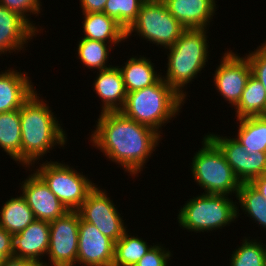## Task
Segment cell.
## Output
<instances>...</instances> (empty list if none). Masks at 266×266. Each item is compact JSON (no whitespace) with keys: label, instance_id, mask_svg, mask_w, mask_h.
<instances>
[{"label":"cell","instance_id":"cell-1","mask_svg":"<svg viewBox=\"0 0 266 266\" xmlns=\"http://www.w3.org/2000/svg\"><path fill=\"white\" fill-rule=\"evenodd\" d=\"M95 123L89 135L91 146L122 167L131 178L139 177L158 149L162 135L125 117L120 111L99 113Z\"/></svg>","mask_w":266,"mask_h":266},{"label":"cell","instance_id":"cell-2","mask_svg":"<svg viewBox=\"0 0 266 266\" xmlns=\"http://www.w3.org/2000/svg\"><path fill=\"white\" fill-rule=\"evenodd\" d=\"M41 95L36 90L20 108L22 167L25 168L43 161L44 156L56 146L64 150L68 143L62 121H58L49 101Z\"/></svg>","mask_w":266,"mask_h":266},{"label":"cell","instance_id":"cell-3","mask_svg":"<svg viewBox=\"0 0 266 266\" xmlns=\"http://www.w3.org/2000/svg\"><path fill=\"white\" fill-rule=\"evenodd\" d=\"M208 28L184 29L179 39L172 47L165 49L168 59L166 73L162 78L167 82L185 101L188 95L187 85L192 84L198 74L208 64L210 59V42L208 40ZM169 52H168V51ZM207 62V63H206ZM189 83V84H188Z\"/></svg>","mask_w":266,"mask_h":266},{"label":"cell","instance_id":"cell-4","mask_svg":"<svg viewBox=\"0 0 266 266\" xmlns=\"http://www.w3.org/2000/svg\"><path fill=\"white\" fill-rule=\"evenodd\" d=\"M186 101L161 77L155 84L127 93L120 112L137 123L161 129L180 115ZM173 118V119H172Z\"/></svg>","mask_w":266,"mask_h":266},{"label":"cell","instance_id":"cell-5","mask_svg":"<svg viewBox=\"0 0 266 266\" xmlns=\"http://www.w3.org/2000/svg\"><path fill=\"white\" fill-rule=\"evenodd\" d=\"M228 195L198 194L178 210L177 221L182 230L194 233L216 232L237 221L236 200ZM215 230V231H214Z\"/></svg>","mask_w":266,"mask_h":266},{"label":"cell","instance_id":"cell-6","mask_svg":"<svg viewBox=\"0 0 266 266\" xmlns=\"http://www.w3.org/2000/svg\"><path fill=\"white\" fill-rule=\"evenodd\" d=\"M205 135V136H204ZM202 135V147L189 163L193 182L204 192L202 194L228 195L236 198L241 182L226 161L219 147L206 135Z\"/></svg>","mask_w":266,"mask_h":266},{"label":"cell","instance_id":"cell-7","mask_svg":"<svg viewBox=\"0 0 266 266\" xmlns=\"http://www.w3.org/2000/svg\"><path fill=\"white\" fill-rule=\"evenodd\" d=\"M37 164L39 166H37ZM71 164L63 161L46 160L37 162L30 168L48 186L52 193L63 203L69 211H76L96 187V183L87 174L77 171Z\"/></svg>","mask_w":266,"mask_h":266},{"label":"cell","instance_id":"cell-8","mask_svg":"<svg viewBox=\"0 0 266 266\" xmlns=\"http://www.w3.org/2000/svg\"><path fill=\"white\" fill-rule=\"evenodd\" d=\"M185 28L168 11L162 0H146L137 19L126 30V39L139 36L161 49L172 47ZM134 33V34H133ZM163 47V48H162Z\"/></svg>","mask_w":266,"mask_h":266},{"label":"cell","instance_id":"cell-9","mask_svg":"<svg viewBox=\"0 0 266 266\" xmlns=\"http://www.w3.org/2000/svg\"><path fill=\"white\" fill-rule=\"evenodd\" d=\"M100 187L96 185L76 211L82 220L95 225L103 235L117 242L128 227L113 199Z\"/></svg>","mask_w":266,"mask_h":266},{"label":"cell","instance_id":"cell-10","mask_svg":"<svg viewBox=\"0 0 266 266\" xmlns=\"http://www.w3.org/2000/svg\"><path fill=\"white\" fill-rule=\"evenodd\" d=\"M80 215L68 211L62 217L50 221L48 262L44 266H76L78 253Z\"/></svg>","mask_w":266,"mask_h":266},{"label":"cell","instance_id":"cell-11","mask_svg":"<svg viewBox=\"0 0 266 266\" xmlns=\"http://www.w3.org/2000/svg\"><path fill=\"white\" fill-rule=\"evenodd\" d=\"M222 53L219 65L215 66L212 85L216 92L235 107L241 99L246 83L252 74L251 65L246 56H239L231 48Z\"/></svg>","mask_w":266,"mask_h":266},{"label":"cell","instance_id":"cell-12","mask_svg":"<svg viewBox=\"0 0 266 266\" xmlns=\"http://www.w3.org/2000/svg\"><path fill=\"white\" fill-rule=\"evenodd\" d=\"M206 135L219 147L241 183H250L266 174V152H247L234 137L227 135L209 131Z\"/></svg>","mask_w":266,"mask_h":266},{"label":"cell","instance_id":"cell-13","mask_svg":"<svg viewBox=\"0 0 266 266\" xmlns=\"http://www.w3.org/2000/svg\"><path fill=\"white\" fill-rule=\"evenodd\" d=\"M29 174L19 183L20 191L28 206L33 211L35 219L53 221L65 215L69 210L52 193L45 182L31 168H25Z\"/></svg>","mask_w":266,"mask_h":266},{"label":"cell","instance_id":"cell-14","mask_svg":"<svg viewBox=\"0 0 266 266\" xmlns=\"http://www.w3.org/2000/svg\"><path fill=\"white\" fill-rule=\"evenodd\" d=\"M115 242L80 218L77 266H112Z\"/></svg>","mask_w":266,"mask_h":266},{"label":"cell","instance_id":"cell-15","mask_svg":"<svg viewBox=\"0 0 266 266\" xmlns=\"http://www.w3.org/2000/svg\"><path fill=\"white\" fill-rule=\"evenodd\" d=\"M38 32L18 13L0 4V56L27 50ZM37 35V36H36ZM17 52V53H16Z\"/></svg>","mask_w":266,"mask_h":266},{"label":"cell","instance_id":"cell-16","mask_svg":"<svg viewBox=\"0 0 266 266\" xmlns=\"http://www.w3.org/2000/svg\"><path fill=\"white\" fill-rule=\"evenodd\" d=\"M49 240L50 223L36 219L26 229L13 234V258L47 262Z\"/></svg>","mask_w":266,"mask_h":266},{"label":"cell","instance_id":"cell-17","mask_svg":"<svg viewBox=\"0 0 266 266\" xmlns=\"http://www.w3.org/2000/svg\"><path fill=\"white\" fill-rule=\"evenodd\" d=\"M169 13L185 29L208 28L219 7L216 0H162ZM210 25V26H209Z\"/></svg>","mask_w":266,"mask_h":266},{"label":"cell","instance_id":"cell-18","mask_svg":"<svg viewBox=\"0 0 266 266\" xmlns=\"http://www.w3.org/2000/svg\"><path fill=\"white\" fill-rule=\"evenodd\" d=\"M15 68L0 71V113L20 109L36 91L26 71Z\"/></svg>","mask_w":266,"mask_h":266},{"label":"cell","instance_id":"cell-19","mask_svg":"<svg viewBox=\"0 0 266 266\" xmlns=\"http://www.w3.org/2000/svg\"><path fill=\"white\" fill-rule=\"evenodd\" d=\"M92 84L91 88L102 102L100 113L116 112L123 108L127 92L118 64L98 71Z\"/></svg>","mask_w":266,"mask_h":266},{"label":"cell","instance_id":"cell-20","mask_svg":"<svg viewBox=\"0 0 266 266\" xmlns=\"http://www.w3.org/2000/svg\"><path fill=\"white\" fill-rule=\"evenodd\" d=\"M81 17L83 36L81 38L103 41L113 47L129 41L126 39V30L115 19L103 12L85 13Z\"/></svg>","mask_w":266,"mask_h":266},{"label":"cell","instance_id":"cell-21","mask_svg":"<svg viewBox=\"0 0 266 266\" xmlns=\"http://www.w3.org/2000/svg\"><path fill=\"white\" fill-rule=\"evenodd\" d=\"M144 56L132 55L124 62L125 65L118 66L127 93L151 86L162 77L163 73L155 69L157 67L151 61L152 59Z\"/></svg>","mask_w":266,"mask_h":266},{"label":"cell","instance_id":"cell-22","mask_svg":"<svg viewBox=\"0 0 266 266\" xmlns=\"http://www.w3.org/2000/svg\"><path fill=\"white\" fill-rule=\"evenodd\" d=\"M0 207V226L12 235L26 229L36 220L21 193L16 197L10 196Z\"/></svg>","mask_w":266,"mask_h":266},{"label":"cell","instance_id":"cell-23","mask_svg":"<svg viewBox=\"0 0 266 266\" xmlns=\"http://www.w3.org/2000/svg\"><path fill=\"white\" fill-rule=\"evenodd\" d=\"M0 149L22 166L20 109L0 113Z\"/></svg>","mask_w":266,"mask_h":266},{"label":"cell","instance_id":"cell-24","mask_svg":"<svg viewBox=\"0 0 266 266\" xmlns=\"http://www.w3.org/2000/svg\"><path fill=\"white\" fill-rule=\"evenodd\" d=\"M237 134L234 138L247 152H266V116L236 119Z\"/></svg>","mask_w":266,"mask_h":266},{"label":"cell","instance_id":"cell-25","mask_svg":"<svg viewBox=\"0 0 266 266\" xmlns=\"http://www.w3.org/2000/svg\"><path fill=\"white\" fill-rule=\"evenodd\" d=\"M232 109L236 112L234 113L235 119L266 116V90L252 74L246 83L240 101Z\"/></svg>","mask_w":266,"mask_h":266},{"label":"cell","instance_id":"cell-26","mask_svg":"<svg viewBox=\"0 0 266 266\" xmlns=\"http://www.w3.org/2000/svg\"><path fill=\"white\" fill-rule=\"evenodd\" d=\"M236 200H238L236 201L237 219L244 213L245 217L253 220L252 223L260 226L258 228L266 231V200L263 196L250 183H241ZM239 208L243 211L242 213H239Z\"/></svg>","mask_w":266,"mask_h":266},{"label":"cell","instance_id":"cell-27","mask_svg":"<svg viewBox=\"0 0 266 266\" xmlns=\"http://www.w3.org/2000/svg\"><path fill=\"white\" fill-rule=\"evenodd\" d=\"M77 42V54L80 63L89 70L100 71L108 69L113 65L109 63V55L113 49L110 43L103 41L79 38ZM109 63V64H108Z\"/></svg>","mask_w":266,"mask_h":266},{"label":"cell","instance_id":"cell-28","mask_svg":"<svg viewBox=\"0 0 266 266\" xmlns=\"http://www.w3.org/2000/svg\"><path fill=\"white\" fill-rule=\"evenodd\" d=\"M138 235H132L128 229L123 236L115 242L114 262L112 266H132L151 249L154 243L143 240Z\"/></svg>","mask_w":266,"mask_h":266},{"label":"cell","instance_id":"cell-29","mask_svg":"<svg viewBox=\"0 0 266 266\" xmlns=\"http://www.w3.org/2000/svg\"><path fill=\"white\" fill-rule=\"evenodd\" d=\"M244 236L240 246L237 245L229 257L230 266H265L266 243L259 240L261 237L252 238Z\"/></svg>","mask_w":266,"mask_h":266},{"label":"cell","instance_id":"cell-30","mask_svg":"<svg viewBox=\"0 0 266 266\" xmlns=\"http://www.w3.org/2000/svg\"><path fill=\"white\" fill-rule=\"evenodd\" d=\"M146 0H107L104 11L115 19L125 30L137 19L139 10Z\"/></svg>","mask_w":266,"mask_h":266},{"label":"cell","instance_id":"cell-31","mask_svg":"<svg viewBox=\"0 0 266 266\" xmlns=\"http://www.w3.org/2000/svg\"><path fill=\"white\" fill-rule=\"evenodd\" d=\"M0 4L10 11L18 13L22 16L38 33L43 34V27L36 25V22L31 20L30 15L39 16L42 11L41 0H0ZM35 22V23H34Z\"/></svg>","mask_w":266,"mask_h":266},{"label":"cell","instance_id":"cell-32","mask_svg":"<svg viewBox=\"0 0 266 266\" xmlns=\"http://www.w3.org/2000/svg\"><path fill=\"white\" fill-rule=\"evenodd\" d=\"M157 243V244H156ZM173 251L164 247L162 243L155 242L151 249L132 266H169Z\"/></svg>","mask_w":266,"mask_h":266},{"label":"cell","instance_id":"cell-33","mask_svg":"<svg viewBox=\"0 0 266 266\" xmlns=\"http://www.w3.org/2000/svg\"><path fill=\"white\" fill-rule=\"evenodd\" d=\"M245 56L251 65L252 75L263 84L266 90V43H261Z\"/></svg>","mask_w":266,"mask_h":266},{"label":"cell","instance_id":"cell-34","mask_svg":"<svg viewBox=\"0 0 266 266\" xmlns=\"http://www.w3.org/2000/svg\"><path fill=\"white\" fill-rule=\"evenodd\" d=\"M0 255L6 260L13 258V235L0 226Z\"/></svg>","mask_w":266,"mask_h":266},{"label":"cell","instance_id":"cell-35","mask_svg":"<svg viewBox=\"0 0 266 266\" xmlns=\"http://www.w3.org/2000/svg\"><path fill=\"white\" fill-rule=\"evenodd\" d=\"M82 14L85 13H99L104 11V6L107 0H79Z\"/></svg>","mask_w":266,"mask_h":266},{"label":"cell","instance_id":"cell-36","mask_svg":"<svg viewBox=\"0 0 266 266\" xmlns=\"http://www.w3.org/2000/svg\"><path fill=\"white\" fill-rule=\"evenodd\" d=\"M4 266H44V264L34 260L10 258L5 261Z\"/></svg>","mask_w":266,"mask_h":266},{"label":"cell","instance_id":"cell-37","mask_svg":"<svg viewBox=\"0 0 266 266\" xmlns=\"http://www.w3.org/2000/svg\"><path fill=\"white\" fill-rule=\"evenodd\" d=\"M250 184L263 196L266 200V174L253 179Z\"/></svg>","mask_w":266,"mask_h":266},{"label":"cell","instance_id":"cell-38","mask_svg":"<svg viewBox=\"0 0 266 266\" xmlns=\"http://www.w3.org/2000/svg\"><path fill=\"white\" fill-rule=\"evenodd\" d=\"M6 259L0 255V266H4Z\"/></svg>","mask_w":266,"mask_h":266}]
</instances>
